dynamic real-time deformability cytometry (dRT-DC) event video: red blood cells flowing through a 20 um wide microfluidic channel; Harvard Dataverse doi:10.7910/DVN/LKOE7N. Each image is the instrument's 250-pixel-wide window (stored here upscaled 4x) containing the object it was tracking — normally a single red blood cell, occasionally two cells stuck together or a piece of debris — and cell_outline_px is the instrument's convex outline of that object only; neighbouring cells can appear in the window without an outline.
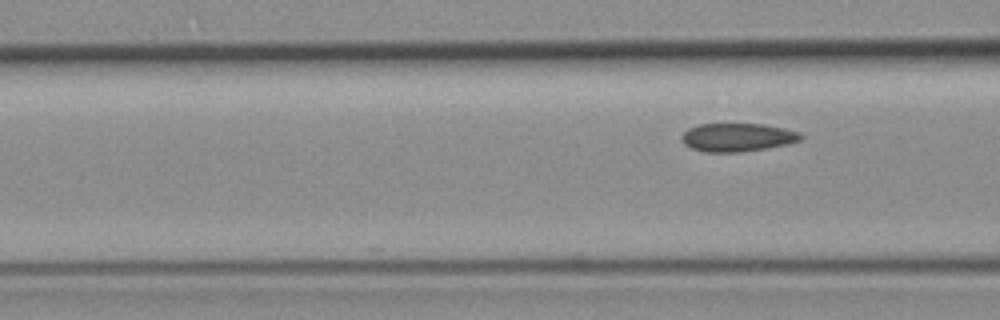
{"species": "common noctule bat (a hibernating species)", "species_latin": "Nyctalus noctula", "temperature_condition": "room temperature", "stored_images_in_passage": 5, "camera_frame_rate_fps": 3000, "um_per_image_px": 0.085, "animal": {"sex": "female", "body_mass_g": 19.3, "forearm_length_mm": 54.1}, "frame": {"image": 1, "passage_image": 5, "time_ms": 5.0, "image_size_px": [1000, 320], "cell_outline_px": [[804, 136], [800, 140], [788, 144], [744, 152], [704, 152], [692, 148], [684, 144], [680, 136], [688, 128], [700, 124], [764, 124], [784, 128], [800, 132]], "centroid_in_image_um": [62.69, 11.67], "position_along_channel_um": 103.9, "area_um2": 19.77}}